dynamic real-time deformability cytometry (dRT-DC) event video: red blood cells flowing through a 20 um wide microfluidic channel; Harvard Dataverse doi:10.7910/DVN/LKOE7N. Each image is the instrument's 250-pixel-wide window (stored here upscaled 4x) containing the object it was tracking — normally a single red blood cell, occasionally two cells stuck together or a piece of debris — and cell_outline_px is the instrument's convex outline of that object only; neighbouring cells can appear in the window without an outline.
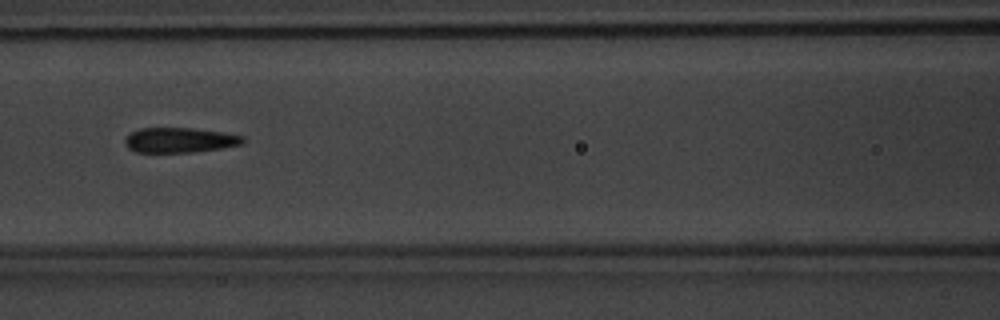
{"species": "common noctule bat (a hibernating species)", "species_latin": "Nyctalus noctula", "temperature_condition": "warm", "stored_images_in_passage": 5, "camera_frame_rate_fps": 3000, "um_per_image_px": 0.085, "animal": {"sex": "male", "body_mass_g": 20.1, "forearm_length_mm": 53.5}, "frame": {"image": 1, "passage_image": 3, "time_ms": 2.333, "image_size_px": [1000, 320], "cell_outline_px": [[244, 144], [220, 148], [192, 152], [136, 152], [128, 148], [124, 144], [124, 140], [132, 132], [140, 128], [192, 128], [224, 132], [244, 136]], "centroid_in_image_um": [15.28, 11.91], "position_along_channel_um": 151.3, "area_um2": 17.17}}
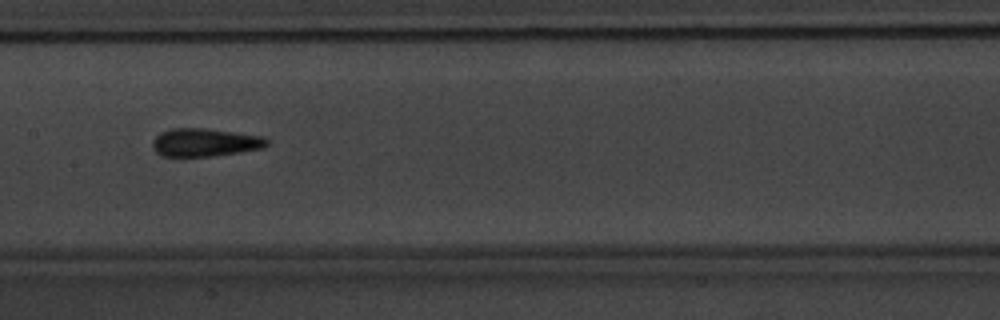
{"frame": {"image": 2, "passage_image": 4, "time_ms": 3.333, "image_size_px": [1000, 320], "cell_outline_px": [[268, 144], [264, 148], [240, 152], [212, 156], [160, 156], [152, 148], [152, 140], [160, 132], [168, 128], [208, 128], [264, 136], [268, 140]], "centroid_in_image_um": [17.41, 12.09], "position_along_channel_um": 190.0, "area_um2": 19.02}}
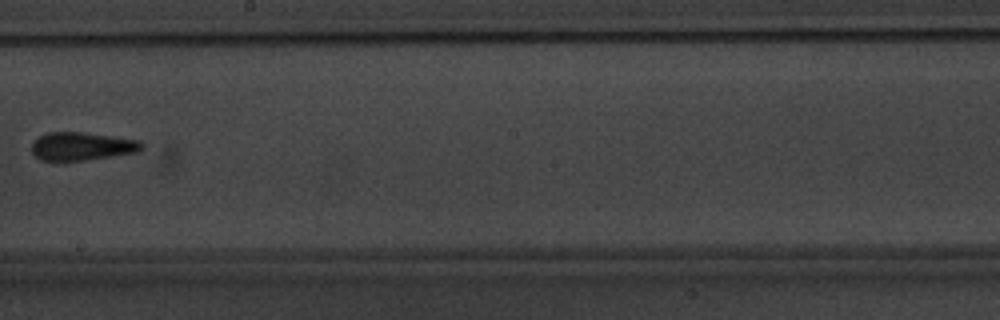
{"frame": {"image": 3, "passage_image": 5, "time_ms": 4.667, "image_size_px": [1000, 320], "cell_outline_px": [[144, 148], [140, 152], [84, 160], [40, 160], [32, 152], [32, 144], [40, 136], [48, 132], [84, 132], [140, 140], [144, 144]], "centroid_in_image_um": [7.02, 12.43], "position_along_channel_um": 241.2, "area_um2": 18.03}}